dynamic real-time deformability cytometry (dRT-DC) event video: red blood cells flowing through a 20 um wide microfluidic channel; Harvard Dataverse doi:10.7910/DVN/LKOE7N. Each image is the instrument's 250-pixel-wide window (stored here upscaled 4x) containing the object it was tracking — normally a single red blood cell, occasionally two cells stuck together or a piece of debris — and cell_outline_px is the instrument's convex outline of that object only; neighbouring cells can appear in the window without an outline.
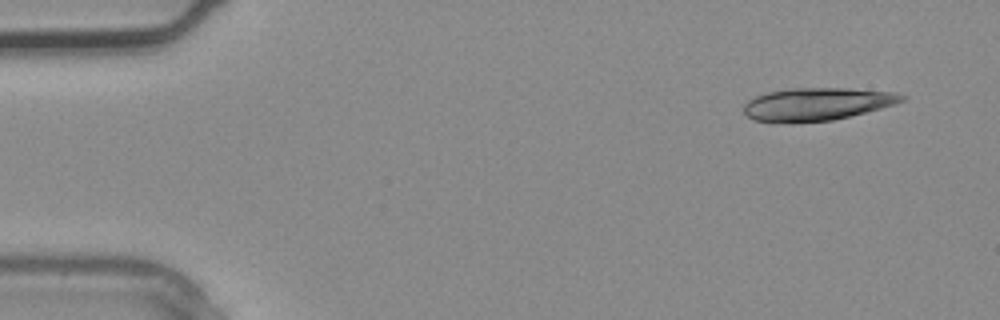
{"species": "common noctule bat (a hibernating species)", "species_latin": "Nyctalus noctula", "temperature_condition": "warm", "stored_images_in_passage": 2, "camera_frame_rate_fps": 3000, "um_per_image_px": 0.085, "animal": {"sex": "male", "body_mass_g": 20.4}, "frame": {"image": 1, "passage_image": 1, "time_ms": 0.0, "image_size_px": [1000, 320], "cell_outline_px": [[908, 96], [904, 100], [896, 104], [832, 120], [792, 124], [776, 124], [752, 120], [744, 112], [744, 104], [748, 100], [756, 96], [768, 92], [792, 88], [848, 88], [896, 92]], "centroid_in_image_um": [69.4, 8.87], "position_along_channel_um": 15.6, "area_um2": 30.63}}